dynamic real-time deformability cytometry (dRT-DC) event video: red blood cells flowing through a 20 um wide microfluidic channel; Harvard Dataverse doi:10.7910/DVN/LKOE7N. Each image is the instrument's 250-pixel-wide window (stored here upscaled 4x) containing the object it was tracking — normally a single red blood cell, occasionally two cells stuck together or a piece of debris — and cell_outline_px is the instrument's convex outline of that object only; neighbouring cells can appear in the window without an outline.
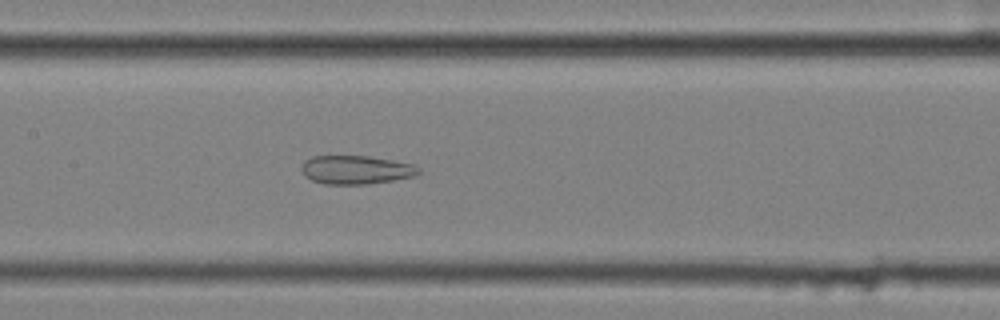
{"species": "common noctule bat (a hibernating species)", "species_latin": "Nyctalus noctula", "temperature_condition": "cold", "stored_images_in_passage": 29, "camera_frame_rate_fps": 3000, "um_per_image_px": 0.085, "animal": {"sex": "female", "body_mass_g": 25.1}, "frame": {"image": 1, "passage_image": 28, "time_ms": 9.0, "image_size_px": [1000, 320], "cell_outline_px": [[420, 172], [416, 176], [368, 184], [324, 184], [312, 180], [304, 176], [300, 168], [304, 160], [312, 156], [368, 156], [392, 160], [412, 164], [420, 168]], "centroid_in_image_um": [30.23, 14.43], "position_along_channel_um": 177.2, "area_um2": 19.59}}